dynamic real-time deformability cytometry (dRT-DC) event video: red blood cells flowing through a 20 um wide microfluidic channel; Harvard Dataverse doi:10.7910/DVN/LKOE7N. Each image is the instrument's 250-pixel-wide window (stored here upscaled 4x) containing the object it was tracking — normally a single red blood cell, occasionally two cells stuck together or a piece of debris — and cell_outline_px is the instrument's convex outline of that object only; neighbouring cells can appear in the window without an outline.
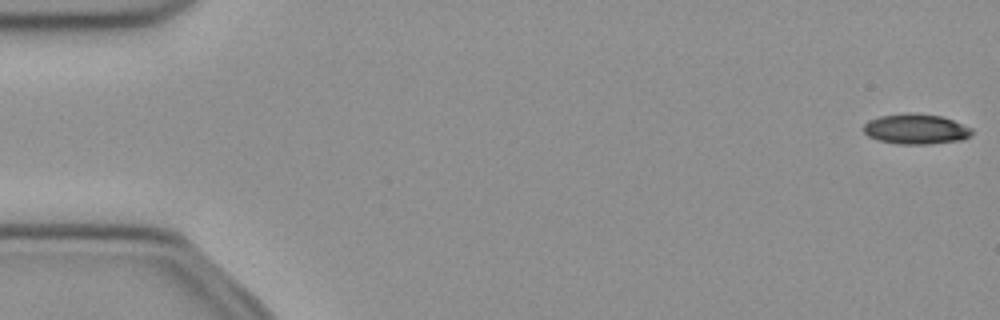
{"species": "common noctule bat (a hibernating species)", "species_latin": "Nyctalus noctula", "temperature_condition": "cold", "stored_images_in_passage": 19, "segment_of_instrument_passage": [1, 2], "camera_frame_rate_fps": 3000, "um_per_image_px": 0.085, "animal": {"sex": "female", "body_mass_g": 21.9}, "frame": {"image": 1, "passage_image": 1, "time_ms": 0.0, "image_size_px": [1000, 320], "cell_outline_px": [[972, 136], [964, 140], [928, 144], [896, 144], [876, 140], [868, 136], [864, 132], [864, 124], [868, 120], [880, 116], [908, 112], [912, 112], [940, 116], [952, 120], [972, 128]], "centroid_in_image_um": [77.84, 10.97], "position_along_channel_um": 7.2, "area_um2": 19.31}}
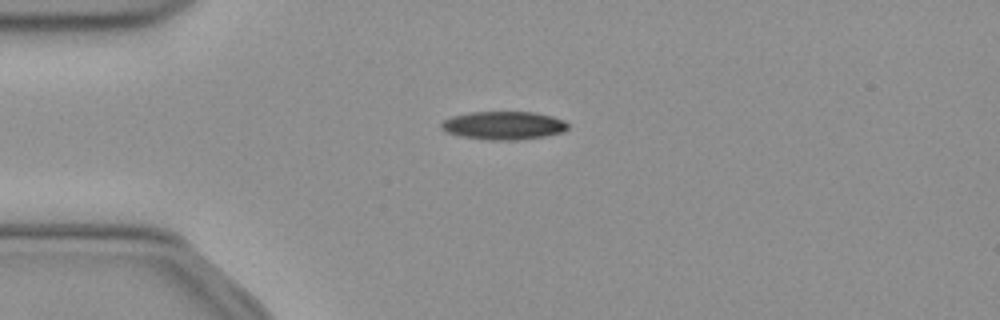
{"frame": {"image": 2, "passage_image": 13, "time_ms": 4.0, "image_size_px": [1000, 320], "cell_outline_px": [[568, 128], [564, 132], [544, 136], [520, 140], [488, 140], [460, 136], [444, 132], [440, 128], [440, 124], [444, 120], [452, 116], [468, 112], [532, 112], [552, 116], [564, 120], [568, 124]], "centroid_in_image_um": [42.78, 10.67], "position_along_channel_um": 42.2, "area_um2": 21.04}}